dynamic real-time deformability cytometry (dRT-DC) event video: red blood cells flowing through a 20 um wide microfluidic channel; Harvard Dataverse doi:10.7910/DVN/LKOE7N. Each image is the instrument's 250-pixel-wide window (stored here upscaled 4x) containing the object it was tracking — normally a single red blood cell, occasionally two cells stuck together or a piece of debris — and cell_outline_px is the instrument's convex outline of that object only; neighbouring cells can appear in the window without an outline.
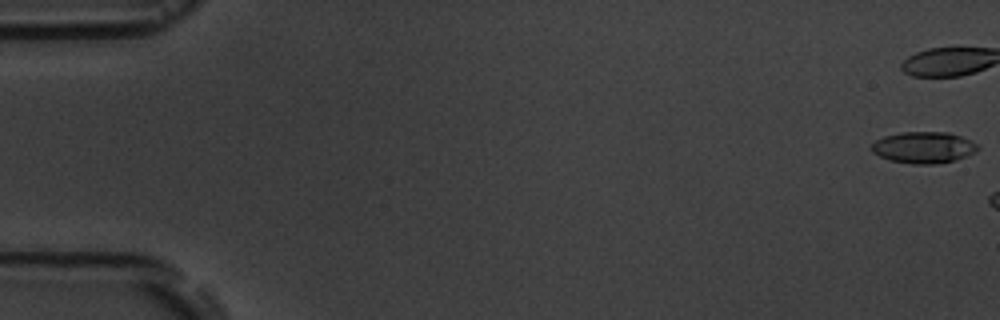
{"species": "common noctule bat (a hibernating species)", "species_latin": "Nyctalus noctula", "temperature_condition": "room temperature", "stored_images_in_passage": 4, "camera_frame_rate_fps": 3000, "um_per_image_px": 0.085, "animal": {"sex": "male", "body_mass_g": 19.5, "forearm_length_mm": 54.6}, "frame": {"image": 1, "passage_image": 1, "time_ms": 0.0, "image_size_px": [1000, 320], "cell_outline_px": [[980, 148], [976, 152], [952, 160], [932, 164], [912, 164], [892, 160], [880, 156], [872, 152], [872, 144], [876, 140], [884, 136], [900, 132], [948, 132], [972, 140]], "centroid_in_image_um": [78.51, 12.52], "position_along_channel_um": 6.5, "area_um2": 19.25}}